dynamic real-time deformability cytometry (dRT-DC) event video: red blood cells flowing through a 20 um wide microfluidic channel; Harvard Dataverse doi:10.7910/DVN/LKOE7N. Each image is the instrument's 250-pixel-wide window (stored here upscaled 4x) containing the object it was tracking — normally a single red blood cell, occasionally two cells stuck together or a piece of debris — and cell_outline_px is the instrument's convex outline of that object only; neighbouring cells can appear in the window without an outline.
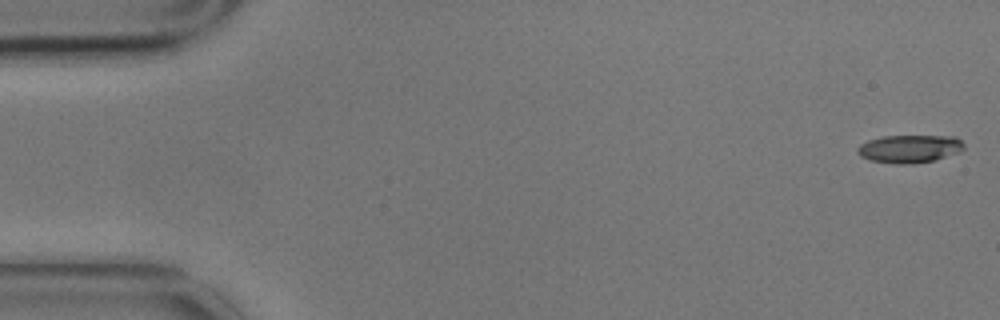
{"species": "common noctule bat (a hibernating species)", "species_latin": "Nyctalus noctula", "temperature_condition": "cold", "stored_images_in_passage": 7, "camera_frame_rate_fps": 3000, "um_per_image_px": 0.085, "animal": {"sex": "male", "body_mass_g": 17.9}, "frame": {"image": 1, "passage_image": 1, "time_ms": 0.0, "image_size_px": [1000, 320], "cell_outline_px": [[964, 148], [960, 152], [936, 160], [908, 164], [896, 164], [872, 160], [860, 156], [856, 152], [856, 148], [860, 144], [868, 140], [884, 136], [956, 136], [964, 144]], "centroid_in_image_um": [77.32, 12.64], "position_along_channel_um": 7.7, "area_um2": 17.4}}